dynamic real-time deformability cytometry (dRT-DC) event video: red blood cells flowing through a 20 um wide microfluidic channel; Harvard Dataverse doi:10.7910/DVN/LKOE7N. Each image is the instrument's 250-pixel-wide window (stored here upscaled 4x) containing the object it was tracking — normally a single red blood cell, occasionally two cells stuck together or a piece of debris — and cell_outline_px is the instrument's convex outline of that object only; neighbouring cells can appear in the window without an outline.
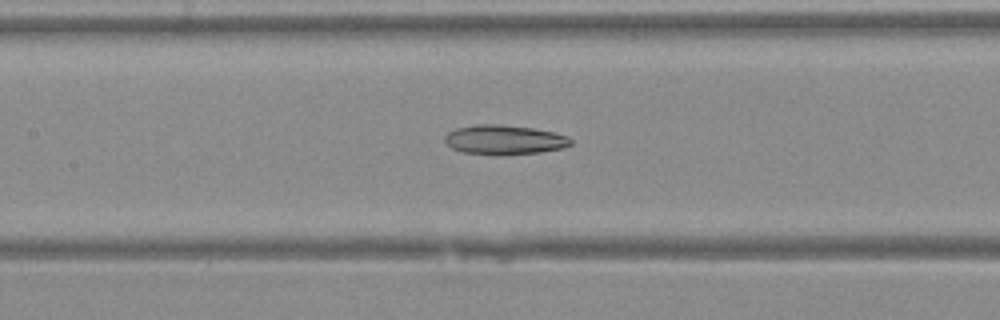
{"species": "Egyptian fruit bat (a non-hibernating species)", "species_latin": "Rousettus aegyptiacus", "temperature_condition": "warm", "stored_images_in_passage": 36, "camera_frame_rate_fps": 3000, "um_per_image_px": 0.085, "animal": {"sex": "female"}, "frame": {"image": 1, "passage_image": 15, "time_ms": 4.667, "image_size_px": [1000, 320], "cell_outline_px": [[572, 144], [564, 148], [540, 152], [500, 156], [464, 152], [452, 148], [444, 140], [444, 136], [448, 132], [456, 128], [476, 124], [500, 124], [532, 128], [556, 132], [568, 136], [572, 140]], "centroid_in_image_um": [42.89, 11.88], "position_along_channel_um": 164.5, "area_um2": 21.96}}
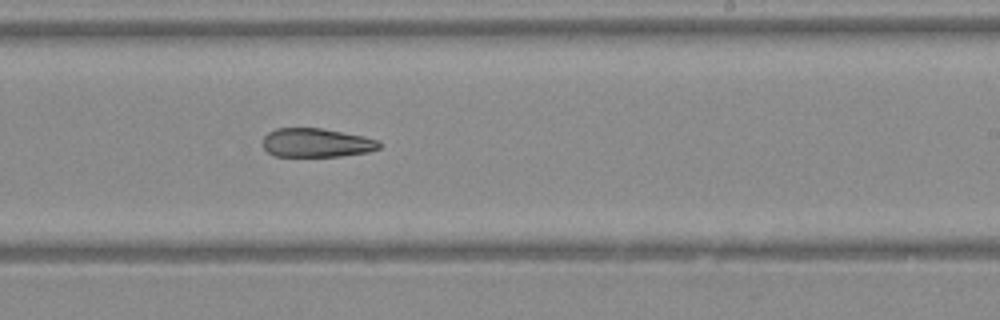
{"frame": {"image": 2, "passage_image": 21, "time_ms": 6.667, "image_size_px": [1000, 320], "cell_outline_px": [[380, 148], [368, 152], [340, 156], [276, 156], [268, 152], [264, 148], [264, 136], [268, 132], [276, 128], [320, 128], [364, 136], [380, 140]], "centroid_in_image_um": [26.92, 12.13], "position_along_channel_um": 262.1, "area_um2": 19.54}}
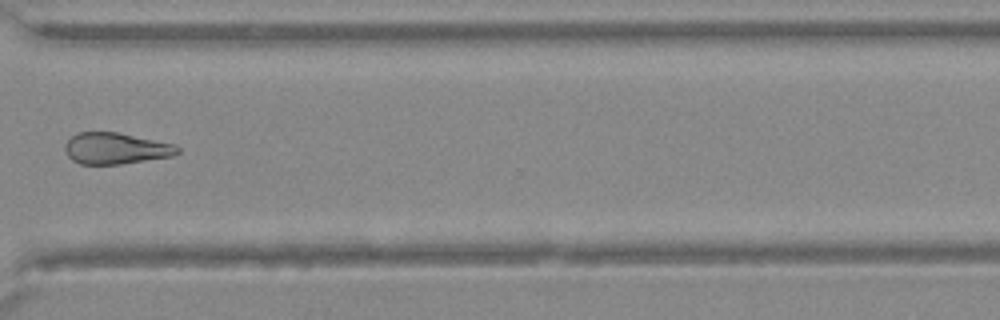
{"frame": {"image": 3, "passage_image": 27, "time_ms": 8.667, "image_size_px": [1000, 320], "cell_outline_px": [[180, 152], [172, 156], [120, 164], [80, 164], [72, 160], [68, 156], [64, 148], [64, 144], [76, 132], [116, 132], [176, 144], [180, 148]], "centroid_in_image_um": [9.84, 12.61], "position_along_channel_um": 360.8, "area_um2": 20.58}}